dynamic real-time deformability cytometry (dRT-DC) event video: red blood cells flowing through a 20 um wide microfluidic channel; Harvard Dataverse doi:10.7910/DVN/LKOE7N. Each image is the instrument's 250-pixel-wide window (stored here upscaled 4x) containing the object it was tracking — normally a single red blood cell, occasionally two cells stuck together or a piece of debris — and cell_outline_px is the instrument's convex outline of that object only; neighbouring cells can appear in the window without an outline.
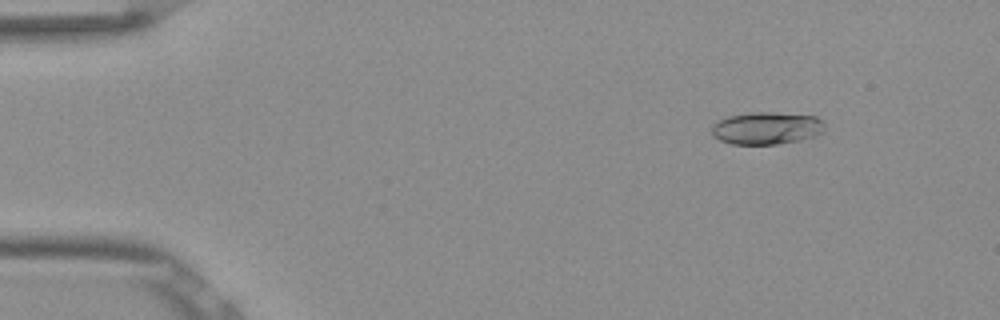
{"species": "Egyptian fruit bat (a non-hibernating species)", "species_latin": "Rousettus aegyptiacus", "temperature_condition": "room temperature", "stored_images_in_passage": 47, "camera_frame_rate_fps": 3000, "um_per_image_px": 0.085, "frame": {"image": 1, "passage_image": 1, "time_ms": 0.0, "image_size_px": [1000, 320], "cell_outline_px": [[824, 132], [816, 136], [800, 140], [776, 144], [732, 144], [720, 140], [712, 136], [712, 124], [728, 116], [752, 112], [772, 112], [816, 116], [824, 120]], "centroid_in_image_um": [65.19, 10.89], "position_along_channel_um": 19.8, "area_um2": 21.5}}
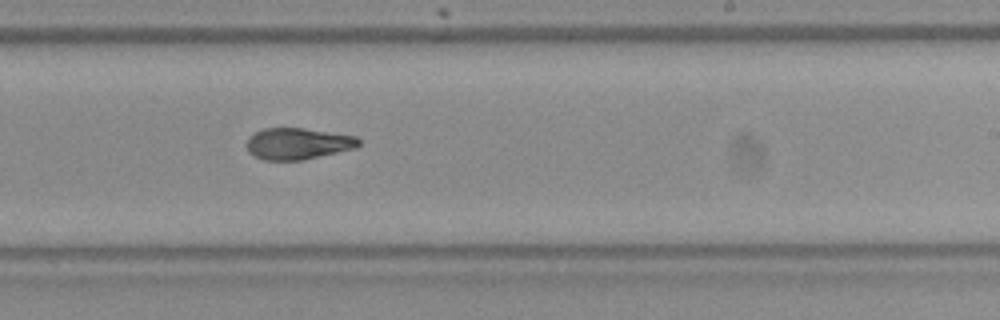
{"frame": {"image": 2, "passage_image": 27, "time_ms": 8.667, "image_size_px": [1000, 320], "cell_outline_px": [[360, 144], [356, 148], [304, 160], [264, 160], [248, 152], [248, 136], [264, 128], [304, 128], [356, 136], [360, 140]], "centroid_in_image_um": [25.34, 12.21], "position_along_channel_um": 263.7, "area_um2": 20.52}}
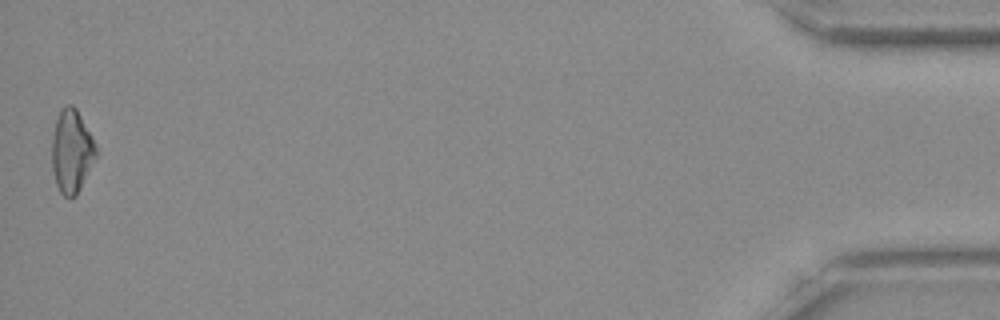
{"frame": {"image": 3, "passage_image": 47, "time_ms": 15.333, "image_size_px": [1000, 320], "cell_outline_px": [[96, 156], [76, 196], [64, 196], [60, 192], [56, 184], [52, 172], [52, 140], [56, 120], [60, 108], [68, 104], [72, 104], [76, 108], [92, 136], [96, 144]], "centroid_in_image_um": [6.07, 12.83], "position_along_channel_um": 429.1, "area_um2": 21.21}, "authors_computed_cell_mechanics": {"area_um2": 21.0392, "velocity_mm_per_s": 3.8689, "shape_relaxation_time_tau1_ms": null, "shape_relaxation_time_tau2_ms": 2.8273, "deformation_change_tau1": null, "deformation_change_tau2": 0.0882}}